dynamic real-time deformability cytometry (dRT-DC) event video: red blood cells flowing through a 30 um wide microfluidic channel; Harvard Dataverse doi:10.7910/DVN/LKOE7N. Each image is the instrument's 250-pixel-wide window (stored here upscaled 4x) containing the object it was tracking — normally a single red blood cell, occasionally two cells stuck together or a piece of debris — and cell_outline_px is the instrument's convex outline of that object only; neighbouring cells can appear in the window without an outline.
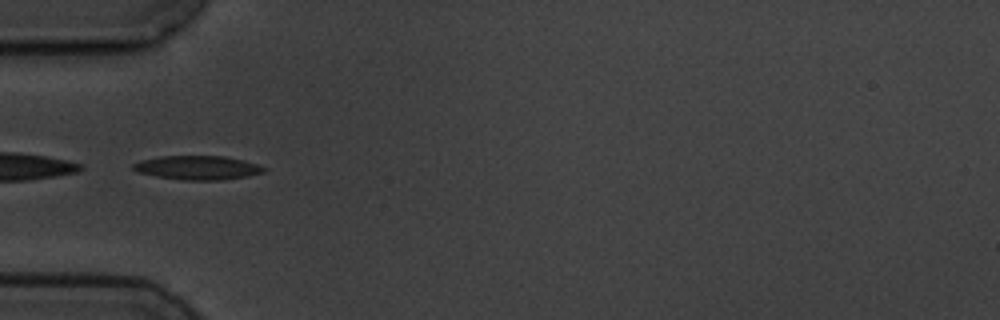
{"species": "common noctule bat (a hibernating species)", "species_latin": "Nyctalus noctula", "temperature_condition": "cold", "stored_images_in_passage": 11, "camera_frame_rate_fps": 3000, "um_per_image_px": 0.085, "animal": {"sex": "male", "body_mass_g": 19.5, "forearm_length_mm": 54.6}, "frame": {"image": 1, "passage_image": 3, "time_ms": 3.333, "image_size_px": [1000, 320], "cell_outline_px": [[268, 168], [264, 172], [248, 176], [224, 180], [184, 180], [156, 176], [140, 172], [132, 168], [132, 164], [140, 160], [160, 156], [224, 156], [244, 160]], "centroid_in_image_um": [16.82, 14.25], "position_along_channel_um": 68.2, "area_um2": 18.26}}
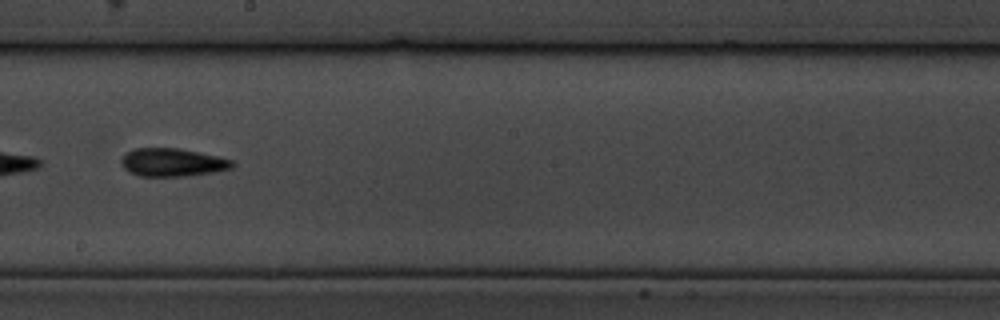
{"frame": {"image": 2, "passage_image": 7, "time_ms": 8.0, "image_size_px": [1000, 320], "cell_outline_px": [[236, 164], [232, 168], [212, 172], [184, 176], [140, 176], [128, 172], [120, 164], [120, 160], [132, 148], [180, 148], [216, 156], [232, 160]], "centroid_in_image_um": [14.63, 13.8], "position_along_channel_um": 233.6, "area_um2": 18.15}}
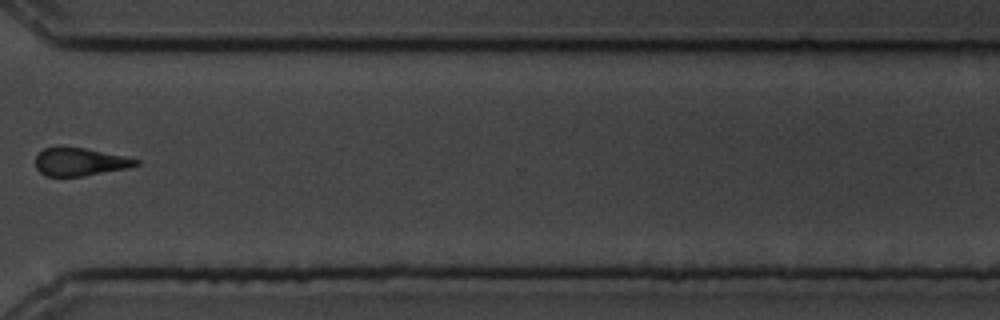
{"frame": {"image": 3, "passage_image": 10, "time_ms": 11.667, "image_size_px": [1000, 320], "cell_outline_px": [[140, 164], [124, 168], [84, 176], [44, 176], [36, 168], [36, 156], [44, 148], [60, 144], [84, 148], [124, 156], [140, 160]], "centroid_in_image_um": [6.72, 13.72], "position_along_channel_um": 363.9, "area_um2": 16.53}, "authors_computed_cell_mechanics": {"area_um2": 17.4556, "velocity_mm_per_s": 3.566, "shape_relaxation_time_tau1_ms": 5.2105, "shape_relaxation_time_tau2_ms": 11.2625, "deformation_change_tau1": 0.1472, "deformation_change_tau2": 0.2088}}